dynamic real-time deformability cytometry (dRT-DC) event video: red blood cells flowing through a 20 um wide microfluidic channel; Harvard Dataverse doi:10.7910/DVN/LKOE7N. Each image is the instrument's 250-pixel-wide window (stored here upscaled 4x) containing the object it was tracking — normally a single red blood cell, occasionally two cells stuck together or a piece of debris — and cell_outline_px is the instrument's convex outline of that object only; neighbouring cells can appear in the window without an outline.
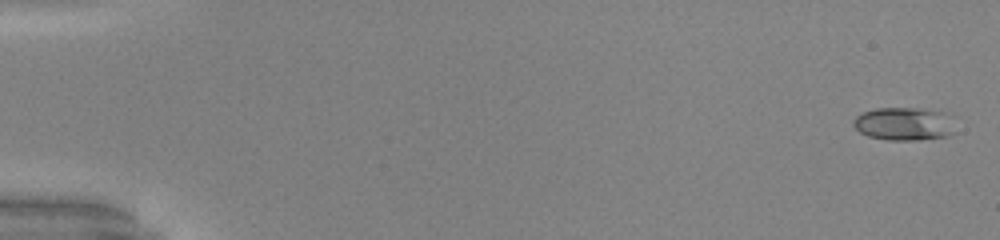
{"species": "common noctule bat (a hibernating species)", "species_latin": "Nyctalus noctula", "temperature_condition": "warm", "stored_images_in_passage": 51, "camera_frame_rate_fps": 3000, "um_per_image_px": 0.085, "animal": {"sex": "male", "body_mass_g": 20.0, "forearm_length_mm": 53.3}, "frame": {"image": 1, "passage_image": 1, "time_ms": 0.0, "image_size_px": [1000, 240], "cell_outline_px": [[960, 116], [956, 132], [948, 136], [916, 140], [888, 140], [868, 136], [860, 132], [852, 124], [852, 120], [856, 116], [864, 112], [876, 108], [920, 108], [944, 112]], "centroid_in_image_um": [77.01, 10.52], "position_along_channel_um": 8.0, "area_um2": 20.52}}
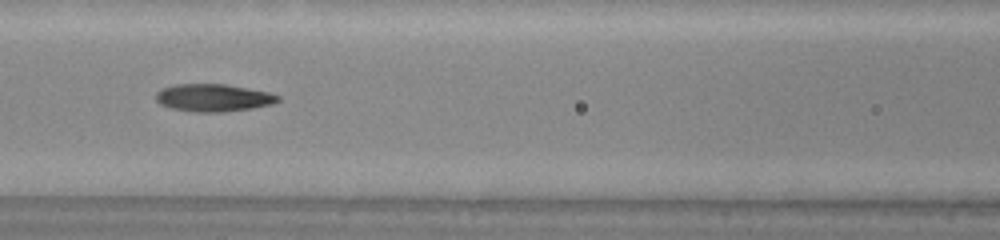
{"frame": {"image": 2, "passage_image": 24, "time_ms": 7.667, "image_size_px": [1000, 240], "cell_outline_px": [[280, 100], [272, 104], [252, 108], [224, 112], [196, 112], [172, 108], [160, 104], [156, 100], [156, 92], [160, 88], [176, 84], [224, 84], [268, 92], [280, 96]], "centroid_in_image_um": [18.11, 8.31], "position_along_channel_um": 148.5, "area_um2": 19.54}}
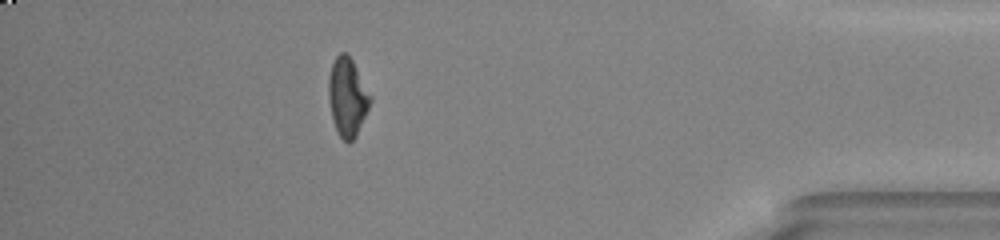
{"frame": {"image": 3, "passage_image": 46, "time_ms": 15.0, "image_size_px": [1000, 240], "cell_outline_px": [[372, 100], [356, 136], [348, 144], [336, 132], [328, 100], [328, 76], [332, 64], [336, 56], [340, 52], [344, 52], [352, 60], [372, 96]], "centroid_in_image_um": [29.52, 8.26], "position_along_channel_um": 405.7, "area_um2": 19.07}, "authors_computed_cell_mechanics": {"area_um2": 18.6116, "velocity_mm_per_s": 4.0724, "shape_relaxation_time_tau1_ms": 7.7684, "shape_relaxation_time_tau2_ms": 3.4257, "deformation_change_tau1": 0.2565, "deformation_change_tau2": 0.127}}